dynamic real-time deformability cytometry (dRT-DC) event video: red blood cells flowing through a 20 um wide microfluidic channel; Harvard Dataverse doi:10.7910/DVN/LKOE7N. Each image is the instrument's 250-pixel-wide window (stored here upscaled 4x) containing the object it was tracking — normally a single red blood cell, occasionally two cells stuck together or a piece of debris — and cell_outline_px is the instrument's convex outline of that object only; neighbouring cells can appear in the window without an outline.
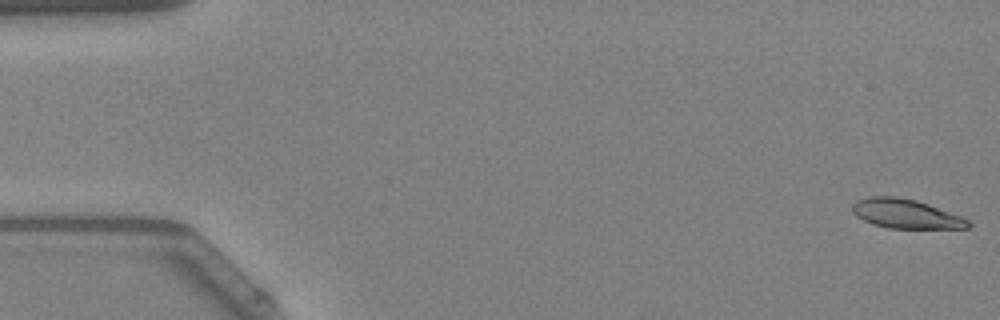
{"species": "Egyptian fruit bat (a non-hibernating species)", "species_latin": "Rousettus aegyptiacus", "temperature_condition": "warm", "stored_images_in_passage": 53, "camera_frame_rate_fps": 3000, "um_per_image_px": 0.085, "animal": {"sex": "female"}, "frame": {"image": 1, "passage_image": 1, "time_ms": 0.0, "image_size_px": [1000, 320], "cell_outline_px": [[972, 224], [968, 228], [888, 228], [872, 224], [856, 216], [852, 212], [852, 204], [856, 200], [868, 196], [896, 196], [916, 200], [928, 204], [960, 216], [968, 220]], "centroid_in_image_um": [76.95, 18.16], "position_along_channel_um": 8.1, "area_um2": 19.71}}
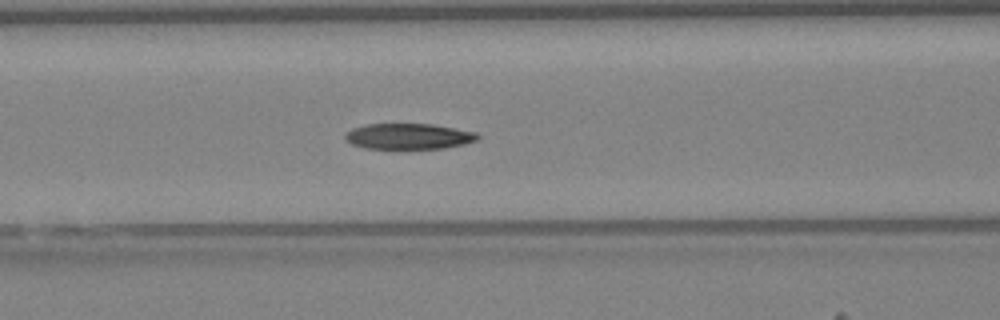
{"frame": {"image": 2, "passage_image": 22, "time_ms": 7.0, "image_size_px": [1000, 320], "cell_outline_px": [[480, 136], [476, 140], [464, 144], [444, 148], [364, 148], [352, 144], [344, 140], [344, 136], [352, 128], [368, 124], [432, 124], [476, 132]], "centroid_in_image_um": [34.72, 11.58], "position_along_channel_um": 131.9, "area_um2": 19.71}}
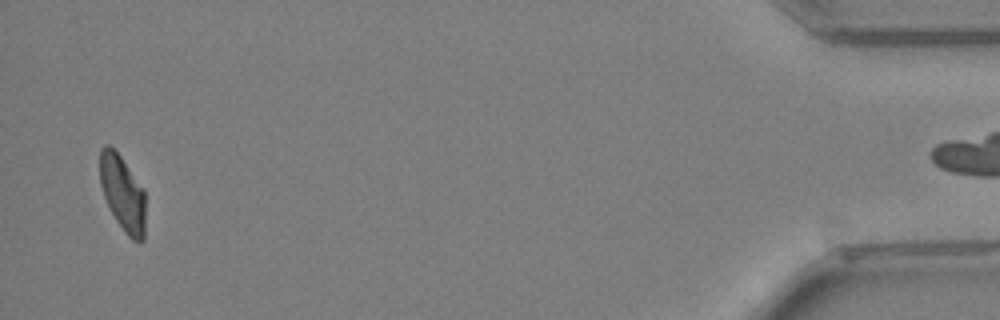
{"frame": {"image": 3, "passage_image": 51, "time_ms": 16.667, "image_size_px": [1000, 320], "cell_outline_px": [[144, 240], [132, 240], [124, 232], [116, 220], [104, 196], [100, 184], [100, 148], [104, 144], [108, 144], [120, 156], [144, 188]], "centroid_in_image_um": [10.41, 16.41], "position_along_channel_um": 424.8, "area_um2": 19.83}, "authors_computed_cell_mechanics": {"area_um2": 20.7502, "velocity_mm_per_s": 3.9301, "shape_relaxation_time_tau1_ms": 3.959, "shape_relaxation_time_tau2_ms": 3.4096, "deformation_change_tau1": 0.1621, "deformation_change_tau2": 0.0955}}